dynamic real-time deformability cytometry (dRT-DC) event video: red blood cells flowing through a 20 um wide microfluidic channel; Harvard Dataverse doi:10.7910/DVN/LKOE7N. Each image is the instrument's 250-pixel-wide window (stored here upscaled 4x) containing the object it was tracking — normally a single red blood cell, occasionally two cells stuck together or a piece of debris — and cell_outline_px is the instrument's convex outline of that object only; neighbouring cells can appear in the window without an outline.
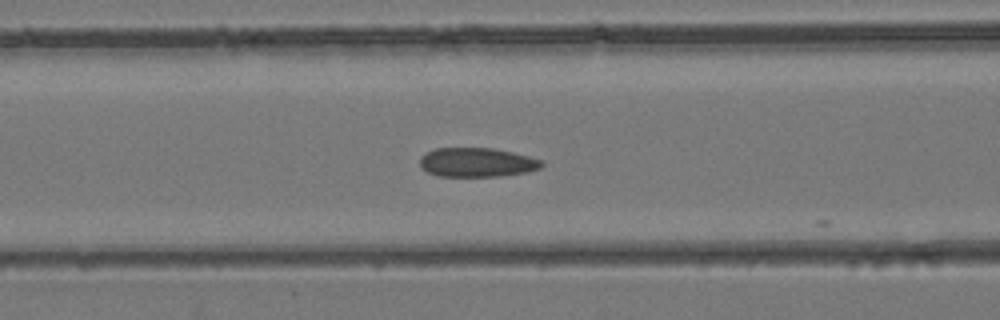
{"species": "common noctule bat (a hibernating species)", "species_latin": "Nyctalus noctula", "temperature_condition": "room temperature", "stored_images_in_passage": 9, "camera_frame_rate_fps": 3000, "um_per_image_px": 0.085, "animal": {"sex": "female", "body_mass_g": 24.6, "forearm_length_mm": 56.2}, "frame": {"image": 1, "passage_image": 8, "time_ms": 2.333, "image_size_px": [1000, 320], "cell_outline_px": [[544, 164], [540, 168], [528, 172], [500, 176], [440, 176], [428, 172], [420, 168], [420, 156], [436, 148], [492, 148], [512, 152], [544, 160]], "centroid_in_image_um": [40.56, 13.8], "position_along_channel_um": 126.0, "area_um2": 20.75}}